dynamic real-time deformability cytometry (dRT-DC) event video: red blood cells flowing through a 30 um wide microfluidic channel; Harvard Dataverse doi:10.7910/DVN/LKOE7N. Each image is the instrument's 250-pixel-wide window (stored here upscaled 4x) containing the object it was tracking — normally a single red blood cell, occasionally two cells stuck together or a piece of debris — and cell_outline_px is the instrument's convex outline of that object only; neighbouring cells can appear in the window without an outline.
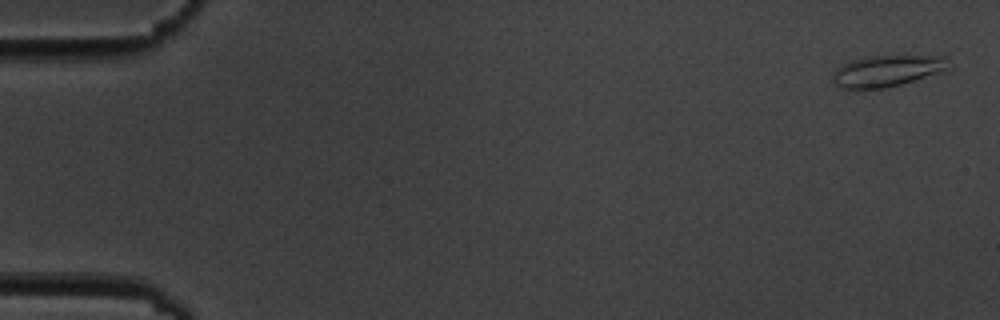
{"species": "common noctule bat (a hibernating species)", "species_latin": "Nyctalus noctula", "temperature_condition": "cold", "stored_images_in_passage": 6, "camera_frame_rate_fps": 3000, "um_per_image_px": 0.085, "animal": {"sex": "male", "body_mass_g": 19.5, "forearm_length_mm": 54.6}, "frame": {"image": 1, "passage_image": 1, "time_ms": 0.0, "image_size_px": [1000, 320], "cell_outline_px": [[944, 68], [936, 72], [900, 84], [884, 88], [840, 88], [832, 80], [832, 72], [836, 68], [852, 60], [868, 56], [944, 56]], "centroid_in_image_um": [75.23, 6.02], "position_along_channel_um": 9.8, "area_um2": 20.23}}
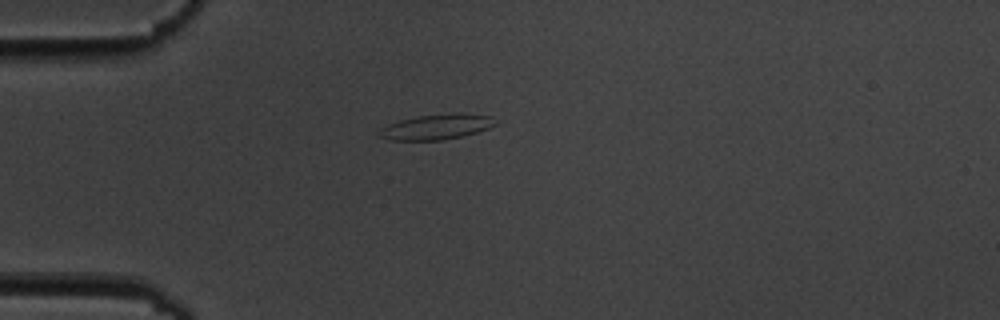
{"frame": {"image": 2, "passage_image": 5, "time_ms": 4.667, "image_size_px": [1000, 320], "cell_outline_px": [[496, 124], [488, 128], [476, 132], [444, 140], [388, 140], [376, 136], [380, 128], [388, 124], [400, 120], [420, 116], [456, 112], [464, 112], [492, 116]], "centroid_in_image_um": [37.07, 10.77], "position_along_channel_um": 47.9, "area_um2": 17.22}}